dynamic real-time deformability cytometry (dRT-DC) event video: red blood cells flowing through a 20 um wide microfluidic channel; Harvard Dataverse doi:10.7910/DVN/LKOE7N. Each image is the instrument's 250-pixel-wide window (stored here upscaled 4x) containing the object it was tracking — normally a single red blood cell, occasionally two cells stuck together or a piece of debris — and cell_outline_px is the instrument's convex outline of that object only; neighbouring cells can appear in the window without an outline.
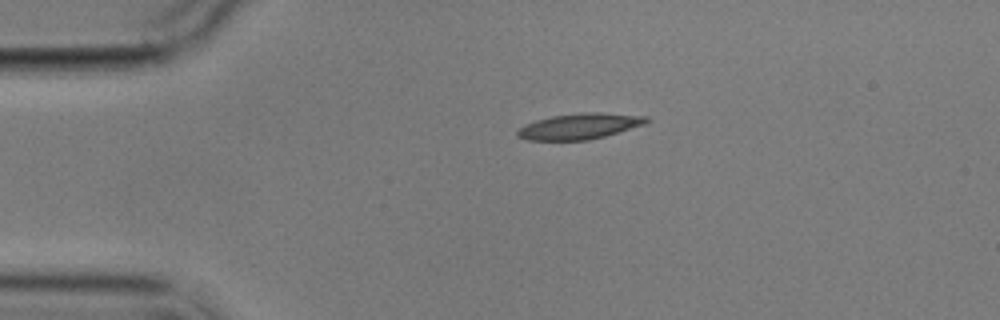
{"species": "common noctule bat (a hibernating species)", "species_latin": "Nyctalus noctula", "temperature_condition": "cold", "stored_images_in_passage": 2, "camera_frame_rate_fps": 3000, "um_per_image_px": 0.085, "animal": {"sex": "male", "body_mass_g": 17.9}, "frame": {"image": 1, "passage_image": 1, "time_ms": 0.0, "image_size_px": [1000, 320], "cell_outline_px": [[652, 120], [648, 124], [604, 136], [588, 140], [528, 140], [516, 136], [516, 132], [524, 124], [536, 120], [552, 116], [588, 112], [600, 112], [648, 116]], "centroid_in_image_um": [49.32, 10.73], "position_along_channel_um": 35.7, "area_um2": 19.54}}